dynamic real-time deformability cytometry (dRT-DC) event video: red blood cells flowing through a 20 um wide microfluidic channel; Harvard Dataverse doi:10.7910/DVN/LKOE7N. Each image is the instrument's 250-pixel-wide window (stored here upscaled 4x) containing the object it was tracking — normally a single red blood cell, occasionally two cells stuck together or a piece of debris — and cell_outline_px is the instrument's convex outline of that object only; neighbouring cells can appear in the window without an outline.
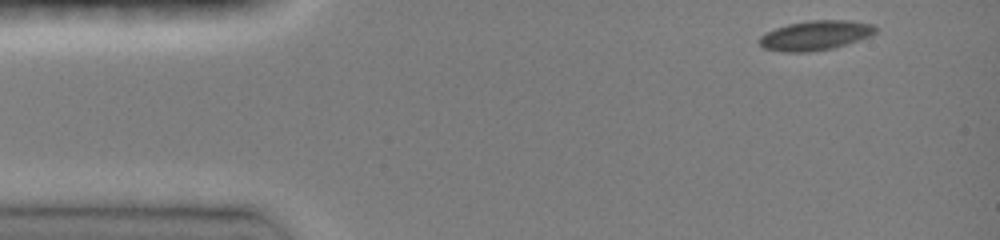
{"species": "common noctule bat (a hibernating species)", "species_latin": "Nyctalus noctula", "temperature_condition": "room temperature", "stored_images_in_passage": 39, "camera_frame_rate_fps": 3000, "um_per_image_px": 0.085, "animal": {"sex": "female", "body_mass_g": 19.0, "forearm_length_mm": 51.5}, "frame": {"image": 1, "passage_image": 1, "time_ms": 0.0, "image_size_px": [1000, 240], "cell_outline_px": [[876, 32], [872, 36], [832, 48], [808, 52], [784, 52], [764, 48], [760, 44], [760, 36], [764, 32], [788, 24], [808, 20], [848, 20], [872, 24], [876, 28]], "centroid_in_image_um": [69.31, 3.0], "position_along_channel_um": 15.7, "area_um2": 20.0}}
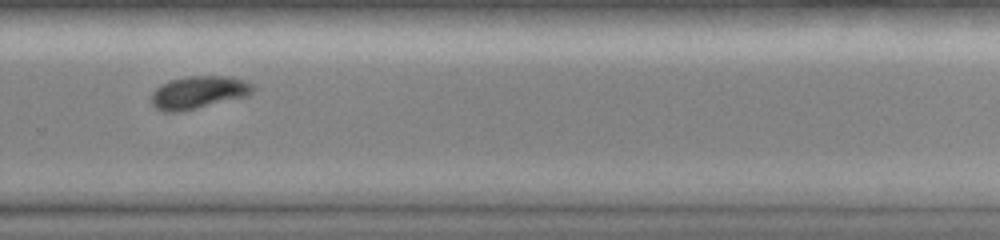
{"frame": {"image": 2, "passage_image": 29, "time_ms": 9.333, "image_size_px": [1000, 240], "cell_outline_px": [[256, 88], [248, 96], [180, 112], [164, 112], [156, 108], [152, 104], [152, 92], [160, 84], [184, 76], [228, 76], [244, 80], [252, 84]], "centroid_in_image_um": [16.88, 7.85], "position_along_channel_um": 312.9, "area_um2": 19.42}}
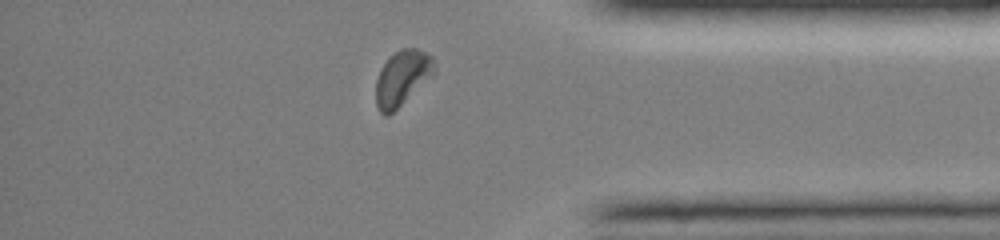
{"frame": {"image": 3, "passage_image": 36, "time_ms": 11.667, "image_size_px": [1000, 240], "cell_outline_px": [[432, 72], [388, 116], [384, 116], [380, 112], [376, 104], [376, 80], [380, 68], [400, 48], [416, 48], [432, 56]], "centroid_in_image_um": [34.09, 6.61], "position_along_channel_um": 401.1, "area_um2": 17.57}, "authors_computed_cell_mechanics": {"area_um2": 19.941, "velocity_mm_per_s": 4.0968, "shape_relaxation_time_tau1_ms": 3.0626, "shape_relaxation_time_tau2_ms": 7.4062, "deformation_change_tau1": 0.1471, "deformation_change_tau2": 0.0915}}